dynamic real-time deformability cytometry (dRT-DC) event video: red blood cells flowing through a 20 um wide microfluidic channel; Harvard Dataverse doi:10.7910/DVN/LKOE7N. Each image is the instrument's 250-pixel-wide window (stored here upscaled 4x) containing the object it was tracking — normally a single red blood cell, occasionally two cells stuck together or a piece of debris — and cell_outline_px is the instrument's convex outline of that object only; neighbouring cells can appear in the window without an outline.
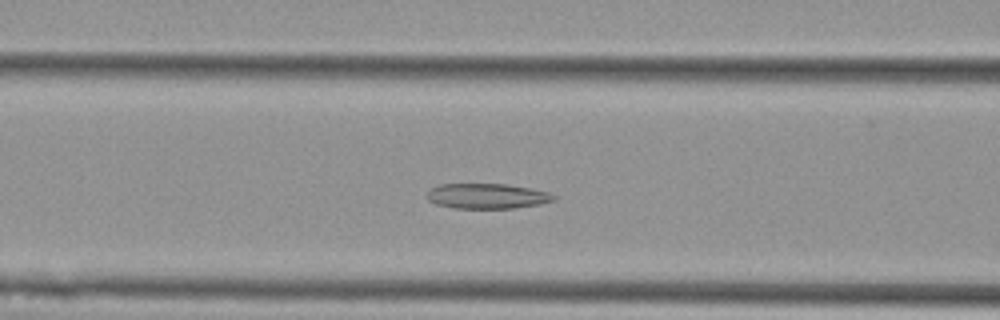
{"species": "Egyptian fruit bat (a non-hibernating species)", "species_latin": "Rousettus aegyptiacus", "temperature_condition": "cold", "stored_images_in_passage": 51, "camera_frame_rate_fps": 3000, "um_per_image_px": 0.085, "animal": {"sex": "female"}, "frame": {"image": 1, "passage_image": 19, "time_ms": 6.0, "image_size_px": [1000, 320], "cell_outline_px": [[556, 200], [540, 204], [516, 208], [452, 208], [436, 204], [428, 200], [424, 196], [432, 188], [440, 184], [508, 184], [532, 188], [548, 192], [556, 196]], "centroid_in_image_um": [41.41, 16.67], "position_along_channel_um": 125.2, "area_um2": 18.79}}
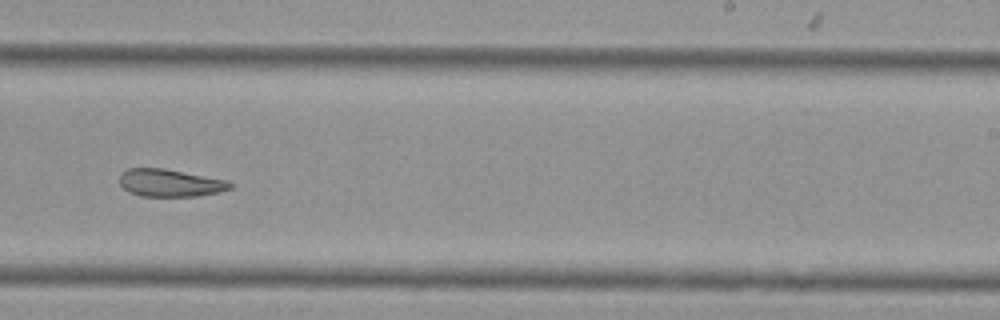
{"frame": {"image": 2, "passage_image": 31, "time_ms": 10.0, "image_size_px": [1000, 320], "cell_outline_px": [[232, 188], [220, 192], [196, 196], [140, 196], [128, 192], [120, 184], [120, 172], [128, 168], [164, 168], [228, 180], [232, 184]], "centroid_in_image_um": [14.45, 15.54], "position_along_channel_um": 274.6, "area_um2": 17.86}}
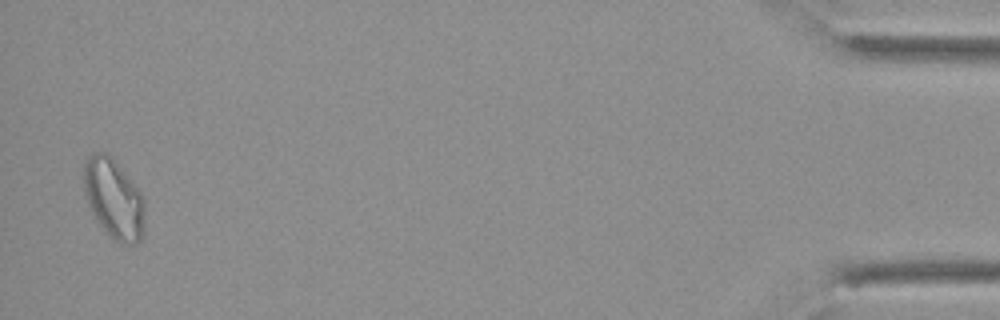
{"frame": {"image": 3, "passage_image": 50, "time_ms": 16.333, "image_size_px": [1000, 320], "cell_outline_px": [[144, 232], [140, 240], [136, 244], [120, 244], [96, 220], [88, 204], [84, 192], [84, 160], [88, 156], [96, 152], [104, 152], [112, 156], [140, 192], [144, 204]], "centroid_in_image_um": [9.67, 16.88], "position_along_channel_um": 425.5, "area_um2": 28.15}, "authors_computed_cell_mechanics": {"area_um2": 21.964, "velocity_mm_per_s": 3.7449, "shape_relaxation_time_tau1_ms": null, "shape_relaxation_time_tau2_ms": 4.2582, "deformation_change_tau1": null, "deformation_change_tau2": 0.1272}}